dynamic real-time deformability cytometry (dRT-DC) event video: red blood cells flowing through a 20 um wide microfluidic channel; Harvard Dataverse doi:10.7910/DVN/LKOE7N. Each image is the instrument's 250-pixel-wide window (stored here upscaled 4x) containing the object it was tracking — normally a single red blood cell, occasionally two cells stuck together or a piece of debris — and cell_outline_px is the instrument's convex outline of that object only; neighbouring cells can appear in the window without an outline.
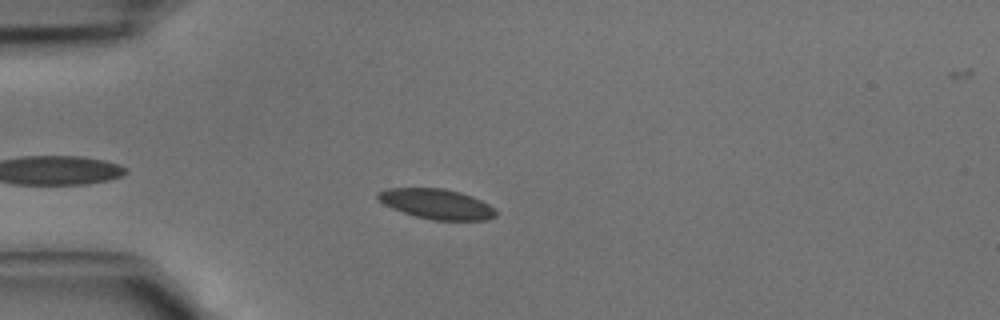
{"species": "common noctule bat (a hibernating species)", "species_latin": "Nyctalus noctula", "temperature_condition": "cold", "stored_images_in_passage": 28, "camera_frame_rate_fps": 3000, "um_per_image_px": 0.085, "animal": {"sex": "male", "body_mass_g": 15.6}, "frame": {"image": 1, "passage_image": 4, "time_ms": 1.0, "image_size_px": [1000, 320], "cell_outline_px": [[496, 216], [488, 220], [432, 220], [416, 216], [392, 208], [384, 204], [376, 196], [376, 192], [384, 188], [444, 188], [460, 192], [472, 196], [496, 208]], "centroid_in_image_um": [37.12, 17.33], "position_along_channel_um": 47.9, "area_um2": 20.75}}
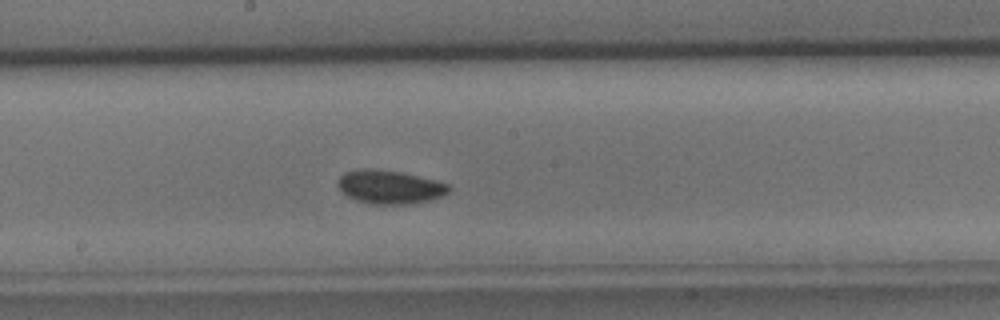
{"frame": {"image": 2, "passage_image": 16, "time_ms": 5.0, "image_size_px": [1000, 320], "cell_outline_px": [[452, 188], [444, 196], [412, 204], [372, 204], [356, 200], [348, 196], [336, 184], [340, 176], [344, 172], [360, 168], [372, 168], [400, 172], [436, 180], [448, 184]], "centroid_in_image_um": [33.13, 15.89], "position_along_channel_um": 215.1, "area_um2": 21.79}}
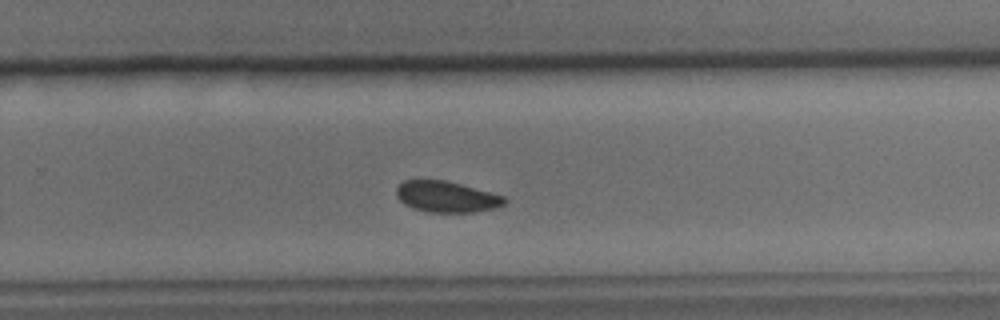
{"frame": {"image": 3, "passage_image": 21, "time_ms": 6.667, "image_size_px": [1000, 320], "cell_outline_px": [[508, 200], [504, 204], [496, 208], [476, 212], [428, 212], [412, 208], [404, 204], [396, 196], [396, 188], [404, 180], [444, 180], [460, 184], [504, 196]], "centroid_in_image_um": [37.94, 16.73], "position_along_channel_um": 291.9, "area_um2": 19.54}}